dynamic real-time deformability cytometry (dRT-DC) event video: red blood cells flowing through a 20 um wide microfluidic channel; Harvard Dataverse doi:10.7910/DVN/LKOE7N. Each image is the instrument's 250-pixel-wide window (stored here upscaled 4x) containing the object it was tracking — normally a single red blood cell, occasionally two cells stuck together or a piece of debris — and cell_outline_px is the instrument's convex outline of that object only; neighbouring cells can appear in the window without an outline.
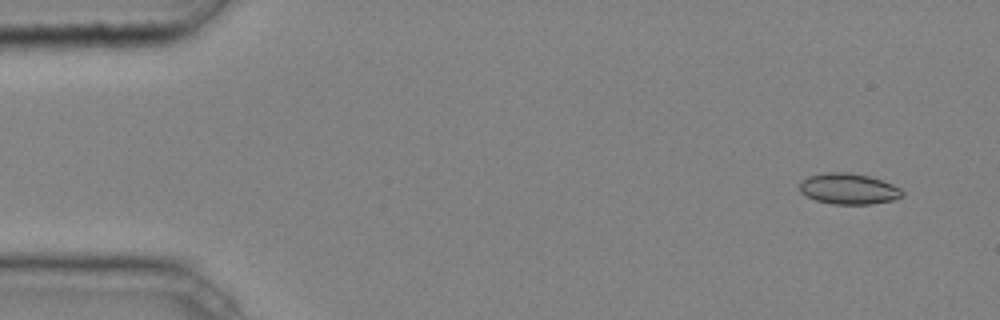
{"species": "common noctule bat (a hibernating species)", "species_latin": "Nyctalus noctula", "temperature_condition": "cold", "stored_images_in_passage": 3, "camera_frame_rate_fps": 3000, "um_per_image_px": 0.085, "animal": {"sex": "male", "body_mass_g": 20.4}, "frame": {"image": 1, "passage_image": 1, "time_ms": 0.0, "image_size_px": [1000, 320], "cell_outline_px": [[904, 196], [892, 200], [872, 204], [832, 204], [816, 200], [800, 192], [800, 184], [808, 176], [824, 172], [848, 172], [872, 176], [892, 184], [900, 188], [904, 192]], "centroid_in_image_um": [72.16, 16.04], "position_along_channel_um": 12.8, "area_um2": 18.55}}
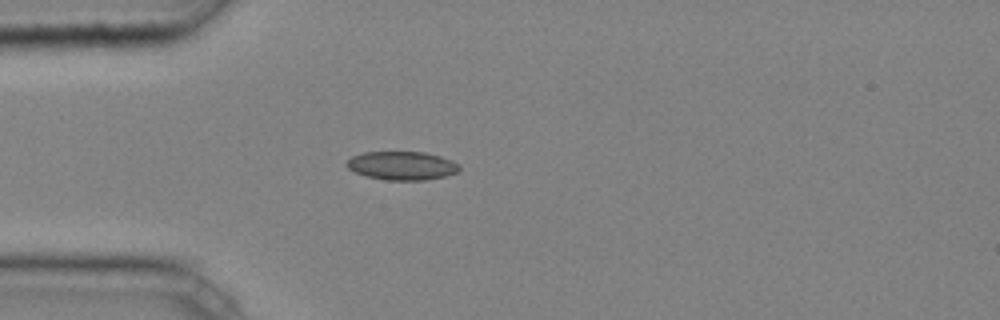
{"frame": {"image": 2, "passage_image": 3, "time_ms": 0.667, "image_size_px": [1000, 320], "cell_outline_px": [[460, 168], [456, 172], [444, 176], [424, 180], [388, 180], [368, 176], [356, 172], [348, 168], [344, 164], [352, 156], [364, 152], [424, 152], [440, 156], [452, 160], [460, 164]], "centroid_in_image_um": [34.17, 14.07], "position_along_channel_um": 50.8, "area_um2": 18.61}}